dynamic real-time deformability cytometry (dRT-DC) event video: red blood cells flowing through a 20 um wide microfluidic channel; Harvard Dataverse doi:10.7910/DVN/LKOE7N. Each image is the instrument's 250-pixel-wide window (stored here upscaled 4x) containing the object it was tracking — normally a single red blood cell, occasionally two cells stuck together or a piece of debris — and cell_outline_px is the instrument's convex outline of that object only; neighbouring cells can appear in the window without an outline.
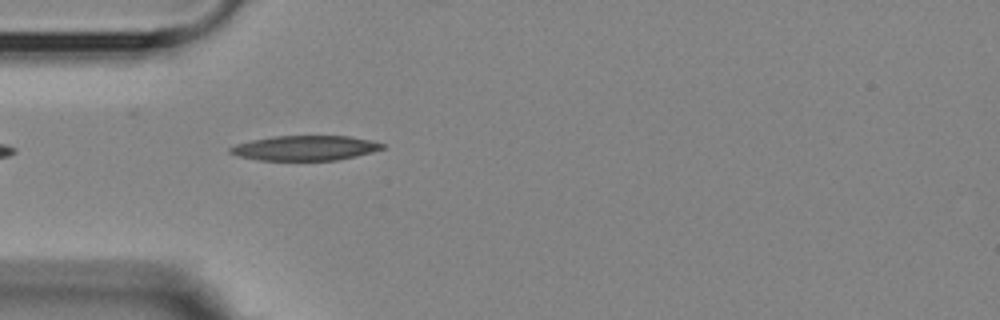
{"species": "Egyptian fruit bat (a non-hibernating species)", "species_latin": "Rousettus aegyptiacus", "temperature_condition": "room temperature", "stored_images_in_passage": 4, "camera_frame_rate_fps": 3000, "um_per_image_px": 0.085, "animal": {"sex": "female"}, "frame": {"image": 1, "passage_image": 4, "time_ms": 4.667, "image_size_px": [1000, 320], "cell_outline_px": [[384, 148], [372, 152], [356, 156], [336, 160], [260, 160], [240, 156], [228, 152], [228, 148], [236, 144], [252, 140], [272, 136], [348, 136], [372, 140], [384, 144]], "centroid_in_image_um": [25.94, 12.57], "position_along_channel_um": 59.1, "area_um2": 21.96}}